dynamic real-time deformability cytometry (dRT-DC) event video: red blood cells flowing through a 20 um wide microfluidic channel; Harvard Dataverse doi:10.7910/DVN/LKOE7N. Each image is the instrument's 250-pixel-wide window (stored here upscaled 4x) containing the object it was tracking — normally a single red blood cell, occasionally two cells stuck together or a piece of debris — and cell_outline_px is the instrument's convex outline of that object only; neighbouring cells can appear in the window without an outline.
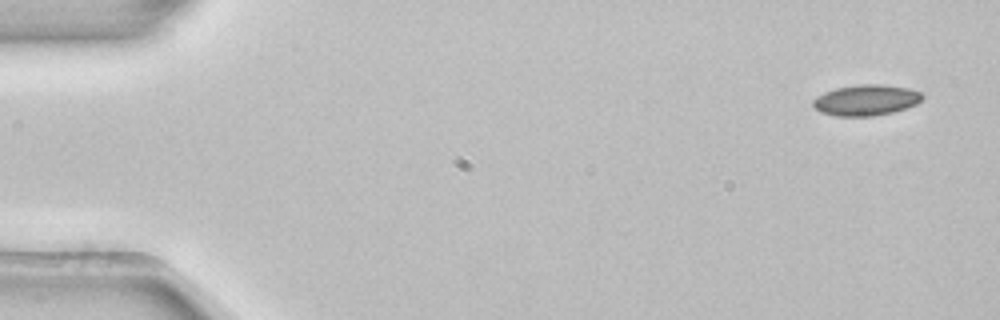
{"species": "common noctule bat (a hibernating species)", "species_latin": "Nyctalus noctula", "temperature_condition": "room temperature", "stored_images_in_passage": 3, "camera_frame_rate_fps": 3000, "um_per_image_px": 0.085, "animal": {"sex": "female", "body_mass_g": 22.7, "forearm_length_mm": 54.2}, "frame": {"image": 1, "passage_image": 1, "time_ms": 0.0, "image_size_px": [1000, 320], "cell_outline_px": [[924, 96], [916, 104], [892, 112], [872, 116], [836, 116], [820, 112], [812, 104], [812, 100], [816, 96], [824, 92], [836, 88], [860, 84], [880, 84], [908, 88], [920, 92]], "centroid_in_image_um": [73.58, 8.5], "position_along_channel_um": 11.4, "area_um2": 19.54}}
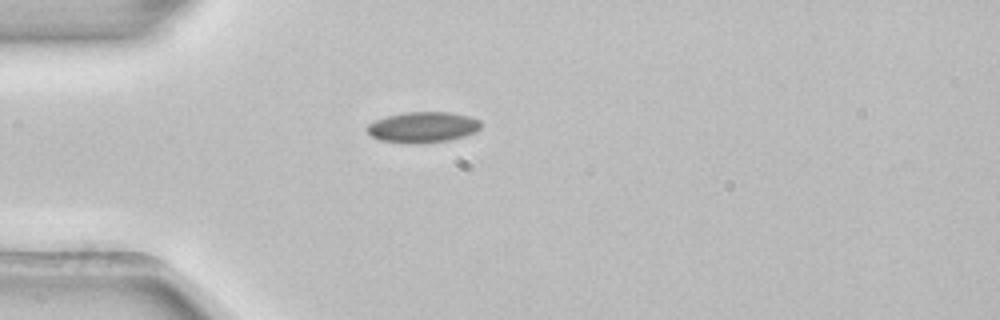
{"frame": {"image": 2, "passage_image": 3, "time_ms": 0.667, "image_size_px": [1000, 320], "cell_outline_px": [[480, 128], [476, 132], [452, 140], [416, 144], [408, 144], [380, 140], [372, 136], [368, 132], [368, 124], [376, 120], [388, 116], [404, 112], [448, 112], [472, 116], [480, 120]], "centroid_in_image_um": [35.98, 10.82], "position_along_channel_um": 49.0, "area_um2": 20.52}}